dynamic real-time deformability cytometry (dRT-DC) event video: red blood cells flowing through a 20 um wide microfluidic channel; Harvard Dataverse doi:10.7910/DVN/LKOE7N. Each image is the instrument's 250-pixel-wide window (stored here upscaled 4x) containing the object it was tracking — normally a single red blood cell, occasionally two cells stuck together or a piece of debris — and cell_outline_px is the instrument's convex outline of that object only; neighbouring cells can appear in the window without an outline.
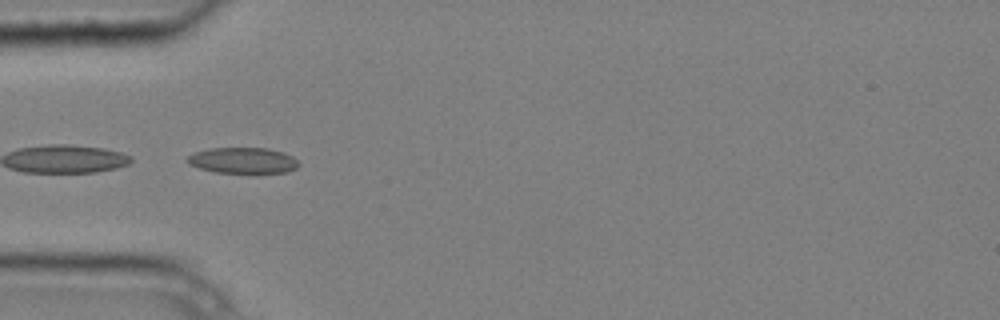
{"species": "common noctule bat (a hibernating species)", "species_latin": "Nyctalus noctula", "temperature_condition": "cold", "stored_images_in_passage": 5, "camera_frame_rate_fps": 3000, "um_per_image_px": 0.085, "animal": {"sex": "male", "body_mass_g": 20.4}, "frame": {"image": 1, "passage_image": 5, "time_ms": 1.333, "image_size_px": [1000, 320], "cell_outline_px": [[300, 164], [296, 168], [288, 172], [216, 172], [200, 168], [188, 164], [184, 160], [188, 156], [196, 152], [208, 148], [268, 148], [284, 152], [292, 156]], "centroid_in_image_um": [20.64, 13.62], "position_along_channel_um": 64.4, "area_um2": 16.7}}